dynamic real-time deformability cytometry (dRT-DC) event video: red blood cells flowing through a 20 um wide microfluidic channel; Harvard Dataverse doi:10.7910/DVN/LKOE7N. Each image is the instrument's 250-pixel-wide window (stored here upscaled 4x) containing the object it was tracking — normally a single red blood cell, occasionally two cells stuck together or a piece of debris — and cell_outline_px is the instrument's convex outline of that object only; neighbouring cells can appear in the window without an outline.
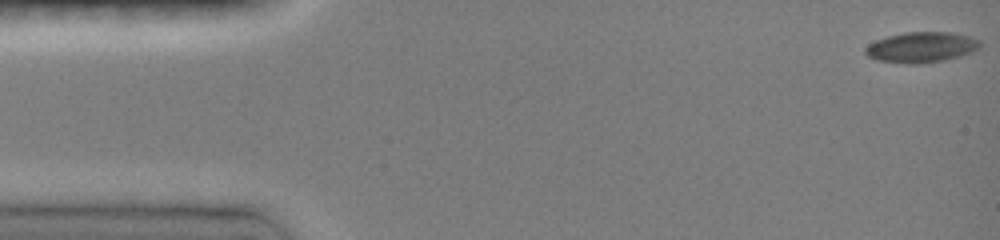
{"species": "common noctule bat (a hibernating species)", "species_latin": "Nyctalus noctula", "temperature_condition": "room temperature", "stored_images_in_passage": 31, "camera_frame_rate_fps": 3000, "um_per_image_px": 0.085, "animal": {"sex": "female", "body_mass_g": 19.0, "forearm_length_mm": 51.5}, "frame": {"image": 1, "passage_image": 1, "time_ms": 0.0, "image_size_px": [1000, 240], "cell_outline_px": [[980, 48], [960, 56], [944, 60], [916, 64], [908, 64], [876, 60], [868, 56], [864, 52], [864, 48], [868, 44], [876, 40], [888, 36], [904, 32], [952, 32], [968, 36], [980, 40]], "centroid_in_image_um": [78.29, 4.01], "position_along_channel_um": 6.7, "area_um2": 20.4}}
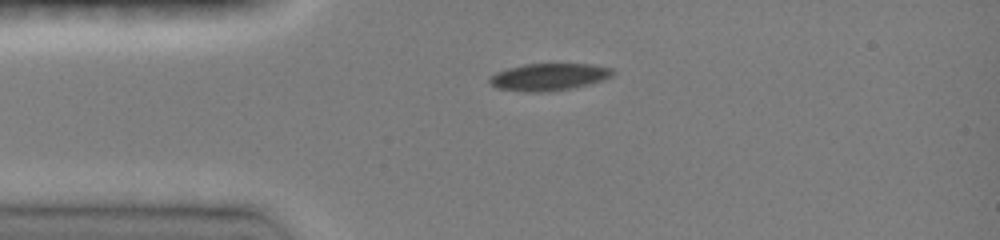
{"frame": {"image": 2, "passage_image": 14, "time_ms": 3.333, "image_size_px": [1000, 240], "cell_outline_px": [[616, 72], [612, 76], [604, 80], [572, 88], [540, 92], [524, 92], [496, 88], [488, 84], [488, 76], [496, 72], [508, 68], [524, 64], [592, 64], [612, 68]], "centroid_in_image_um": [46.62, 6.54], "position_along_channel_um": 38.4, "area_um2": 19.71}}
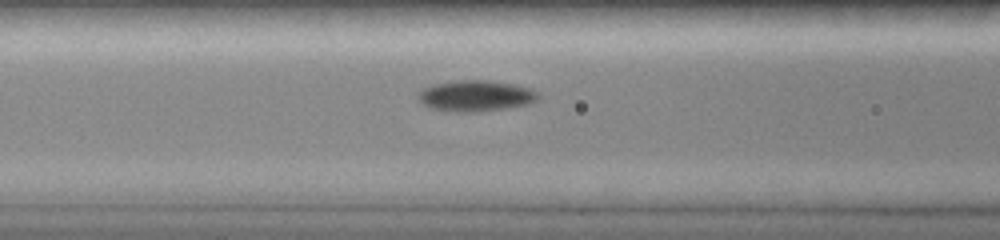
{"frame": {"image": 3, "passage_image": 24, "time_ms": 6.0, "image_size_px": [1000, 240], "cell_outline_px": [[540, 100], [528, 104], [508, 108], [476, 112], [444, 112], [428, 108], [416, 96], [416, 92], [432, 84], [460, 80], [492, 80], [512, 84], [528, 88], [540, 92]], "centroid_in_image_um": [40.42, 8.16], "position_along_channel_um": 126.2, "area_um2": 22.2}}